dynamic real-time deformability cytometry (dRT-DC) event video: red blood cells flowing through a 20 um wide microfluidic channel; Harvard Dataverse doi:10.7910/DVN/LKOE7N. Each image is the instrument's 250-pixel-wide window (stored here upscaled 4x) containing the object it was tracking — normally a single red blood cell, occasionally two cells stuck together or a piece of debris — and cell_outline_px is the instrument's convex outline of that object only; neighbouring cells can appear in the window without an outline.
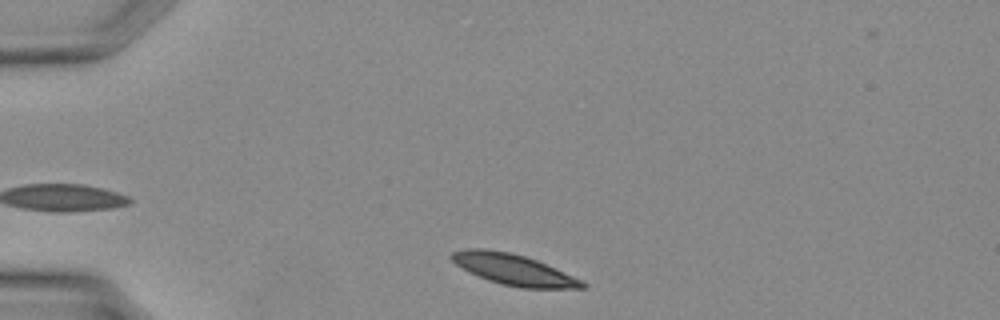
{"species": "Egyptian fruit bat (a non-hibernating species)", "species_latin": "Rousettus aegyptiacus", "temperature_condition": "warm", "stored_images_in_passage": 11, "camera_frame_rate_fps": 3000, "um_per_image_px": 0.085, "animal": {"sex": "female"}, "frame": {"image": 1, "passage_image": 1, "time_ms": 0.0, "image_size_px": [1000, 320], "cell_outline_px": [[588, 284], [584, 288], [520, 288], [500, 284], [488, 280], [468, 272], [456, 264], [448, 256], [452, 252], [468, 248], [484, 248], [512, 252], [536, 260], [584, 280]], "centroid_in_image_um": [43.65, 22.91], "position_along_channel_um": 41.3, "area_um2": 23.7}}
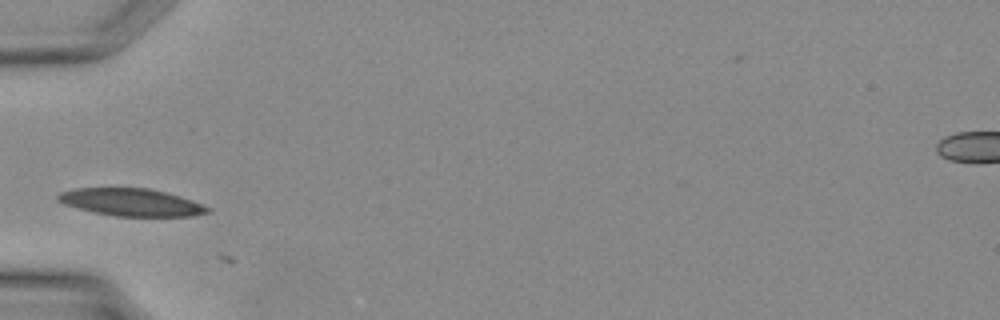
{"frame": {"image": 2, "passage_image": 5, "time_ms": 1.333, "image_size_px": [1000, 320], "cell_outline_px": [[212, 212], [192, 216], [116, 216], [92, 212], [64, 204], [56, 200], [56, 196], [60, 192], [72, 188], [148, 188], [180, 196], [204, 204], [212, 208]], "centroid_in_image_um": [11.17, 17.19], "position_along_channel_um": 73.8, "area_um2": 24.1}}
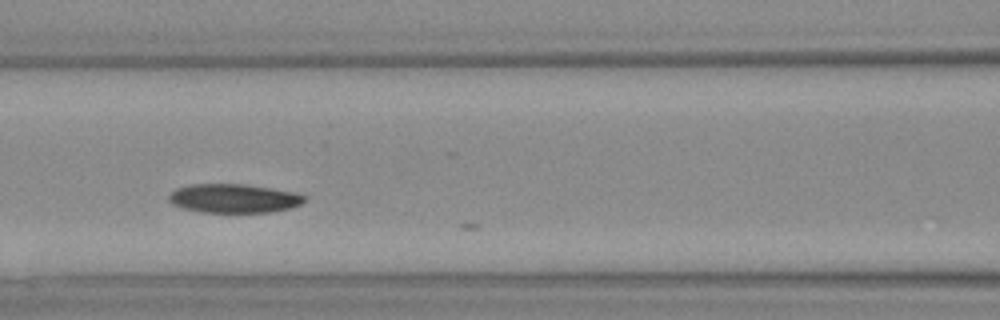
{"frame": {"image": 3, "passage_image": 9, "time_ms": 2.667, "image_size_px": [1000, 320], "cell_outline_px": [[308, 200], [292, 208], [268, 212], [204, 212], [184, 208], [172, 204], [168, 200], [168, 196], [176, 188], [192, 184], [244, 184], [292, 192], [304, 196]], "centroid_in_image_um": [19.86, 16.86], "position_along_channel_um": 146.7, "area_um2": 22.6}}